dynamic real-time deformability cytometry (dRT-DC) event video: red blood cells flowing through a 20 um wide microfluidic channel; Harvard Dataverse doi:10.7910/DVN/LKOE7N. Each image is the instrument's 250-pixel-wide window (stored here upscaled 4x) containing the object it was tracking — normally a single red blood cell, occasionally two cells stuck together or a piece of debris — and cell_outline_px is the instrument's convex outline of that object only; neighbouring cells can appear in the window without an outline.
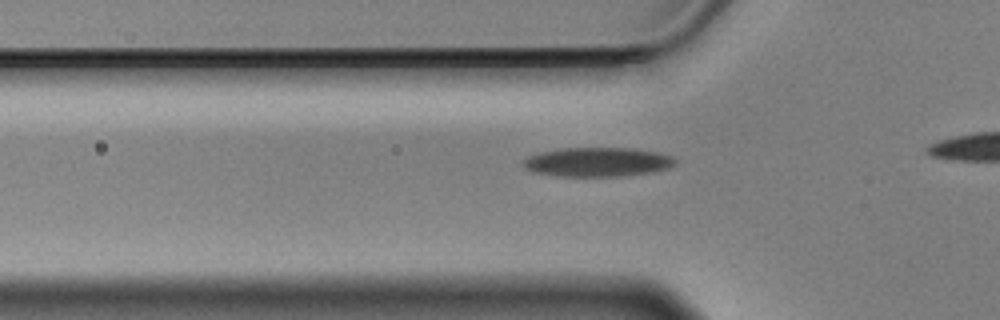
{"species": "Egyptian fruit bat (a non-hibernating species)", "species_latin": "Rousettus aegyptiacus", "temperature_condition": "cold", "stored_images_in_passage": 13, "camera_frame_rate_fps": 3000, "um_per_image_px": 0.085, "animal": {"sex": "male"}, "frame": {"image": 1, "passage_image": 3, "time_ms": 0.667, "image_size_px": [1000, 320], "cell_outline_px": [[676, 164], [668, 168], [652, 172], [620, 176], [556, 176], [532, 172], [524, 168], [520, 164], [520, 160], [528, 156], [540, 152], [564, 148], [636, 148], [656, 152], [672, 156], [676, 160]], "centroid_in_image_um": [50.73, 13.77], "position_along_channel_um": 75.1, "area_um2": 26.13}}
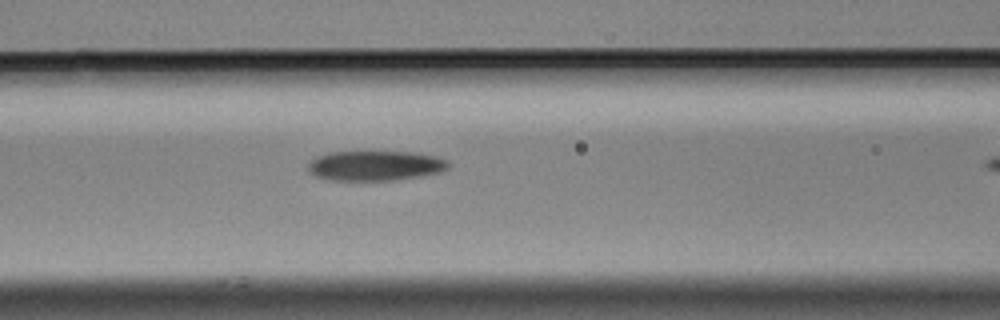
{"frame": {"image": 2, "passage_image": 8, "time_ms": 2.333, "image_size_px": [1000, 320], "cell_outline_px": [[452, 164], [448, 168], [440, 172], [420, 176], [396, 180], [332, 180], [316, 176], [308, 172], [308, 164], [316, 156], [328, 152], [412, 152], [436, 156], [448, 160]], "centroid_in_image_um": [31.92, 14.08], "position_along_channel_um": 134.7, "area_um2": 24.57}}
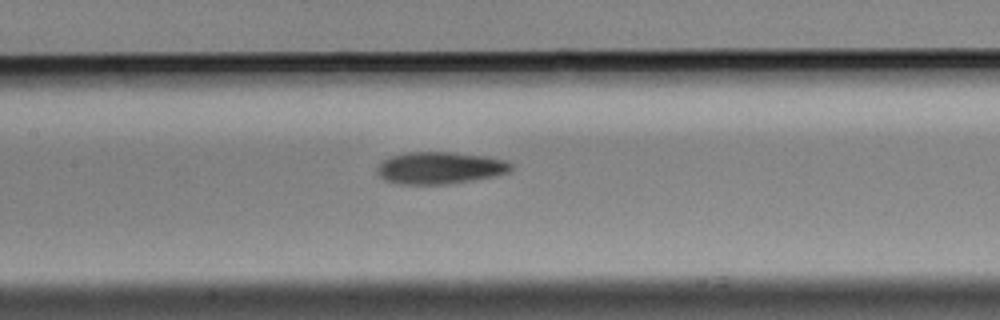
{"frame": {"image": 3, "passage_image": 11, "time_ms": 3.333, "image_size_px": [1000, 320], "cell_outline_px": [[512, 168], [508, 172], [496, 176], [448, 184], [396, 184], [384, 180], [376, 172], [376, 168], [384, 160], [392, 156], [404, 152], [452, 152], [488, 156], [504, 160], [512, 164]], "centroid_in_image_um": [37.38, 14.27], "position_along_channel_um": 170.0, "area_um2": 25.14}}